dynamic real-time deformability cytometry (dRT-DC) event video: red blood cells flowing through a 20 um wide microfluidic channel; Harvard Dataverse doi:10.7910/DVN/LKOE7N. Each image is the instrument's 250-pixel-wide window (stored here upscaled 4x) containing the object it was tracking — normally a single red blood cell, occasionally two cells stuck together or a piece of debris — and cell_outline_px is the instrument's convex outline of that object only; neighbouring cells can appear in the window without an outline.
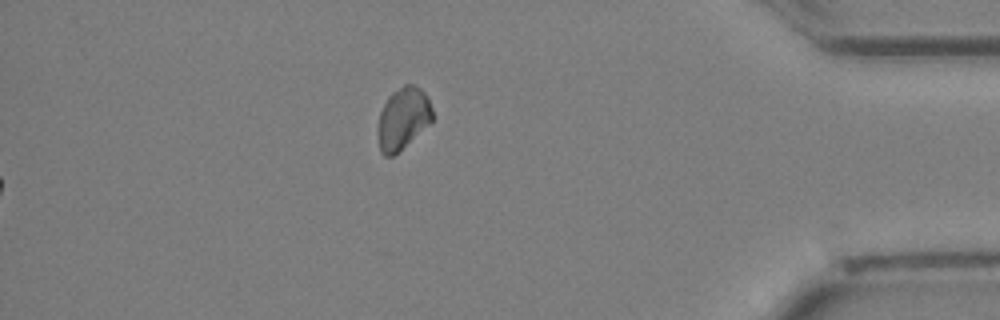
{"species": "Egyptian fruit bat (a non-hibernating species)", "species_latin": "Rousettus aegyptiacus", "temperature_condition": "cold", "stored_images_in_passage": 29, "camera_frame_rate_fps": 3000, "um_per_image_px": 0.085, "animal": {"sex": "female"}, "frame": {"image": 1, "passage_image": 29, "time_ms": 9.333, "image_size_px": [1000, 320], "cell_outline_px": [[432, 124], [392, 156], [384, 156], [380, 152], [380, 112], [388, 96], [392, 92], [404, 84], [412, 84], [420, 88], [428, 96], [432, 108]], "centroid_in_image_um": [34.31, 10.04], "position_along_channel_um": 400.9, "area_um2": 19.48}}